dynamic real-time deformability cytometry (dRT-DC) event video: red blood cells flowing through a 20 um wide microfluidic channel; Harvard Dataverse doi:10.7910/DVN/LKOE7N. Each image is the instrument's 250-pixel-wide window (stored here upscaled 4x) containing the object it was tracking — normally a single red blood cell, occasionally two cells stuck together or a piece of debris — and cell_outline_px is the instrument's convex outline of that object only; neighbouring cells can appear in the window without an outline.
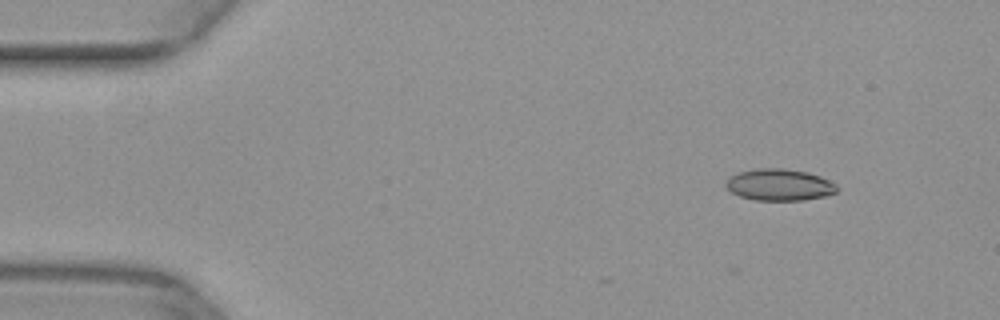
{"species": "common noctule bat (a hibernating species)", "species_latin": "Nyctalus noctula", "temperature_condition": "warm", "stored_images_in_passage": 6, "camera_frame_rate_fps": 3000, "um_per_image_px": 0.085, "animal": {"sex": "female", "body_mass_g": 29.2, "forearm_length_mm": 56.3}, "frame": {"image": 1, "passage_image": 1, "time_ms": 0.0, "image_size_px": [1000, 320], "cell_outline_px": [[840, 188], [836, 192], [824, 196], [804, 200], [756, 200], [740, 196], [732, 192], [724, 184], [728, 176], [740, 172], [760, 168], [784, 168], [808, 172], [820, 176], [836, 184]], "centroid_in_image_um": [66.26, 15.7], "position_along_channel_um": 18.7, "area_um2": 20.52}}